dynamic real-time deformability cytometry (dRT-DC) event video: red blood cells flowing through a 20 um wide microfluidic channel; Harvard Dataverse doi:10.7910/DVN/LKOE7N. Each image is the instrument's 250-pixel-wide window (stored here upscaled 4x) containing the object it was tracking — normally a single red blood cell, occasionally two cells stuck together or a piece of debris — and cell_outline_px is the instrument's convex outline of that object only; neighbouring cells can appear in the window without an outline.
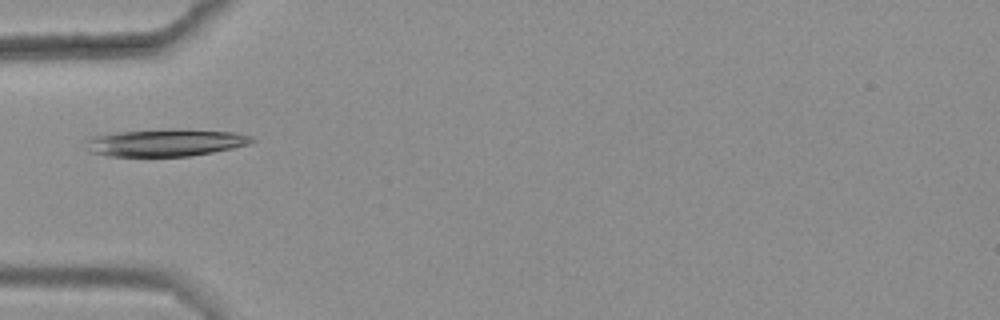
{"species": "common noctule bat (a hibernating species)", "species_latin": "Nyctalus noctula", "temperature_condition": "warm", "stored_images_in_passage": 6, "camera_frame_rate_fps": 3000, "um_per_image_px": 0.085, "animal": {"sex": "female", "body_mass_g": 25.1}, "frame": {"image": 1, "passage_image": 6, "time_ms": 1.667, "image_size_px": [1000, 320], "cell_outline_px": [[256, 140], [248, 144], [232, 148], [212, 152], [188, 156], [108, 156], [88, 152], [88, 140], [92, 136], [112, 132], [172, 128], [180, 128], [236, 132], [252, 136]], "centroid_in_image_um": [14.08, 12.1], "position_along_channel_um": 70.9, "area_um2": 26.7}}